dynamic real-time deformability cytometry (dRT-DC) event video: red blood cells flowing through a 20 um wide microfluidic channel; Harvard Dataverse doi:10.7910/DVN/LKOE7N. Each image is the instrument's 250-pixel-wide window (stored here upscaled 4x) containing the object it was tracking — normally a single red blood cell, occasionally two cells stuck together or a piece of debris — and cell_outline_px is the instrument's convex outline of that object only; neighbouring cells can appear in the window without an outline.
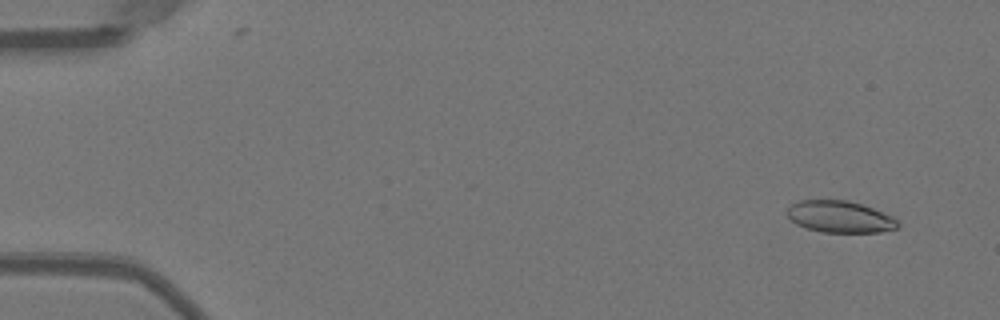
{"species": "Egyptian fruit bat (a non-hibernating species)", "species_latin": "Rousettus aegyptiacus", "temperature_condition": "warm", "stored_images_in_passage": 51, "camera_frame_rate_fps": 3000, "um_per_image_px": 0.085, "animal": {"sex": "female"}, "frame": {"image": 1, "passage_image": 3, "time_ms": 0.667, "image_size_px": [1000, 320], "cell_outline_px": [[900, 224], [896, 228], [880, 232], [824, 232], [808, 228], [796, 224], [788, 216], [788, 204], [796, 200], [848, 200], [872, 208], [892, 216]], "centroid_in_image_um": [71.36, 18.41], "position_along_channel_um": 13.6, "area_um2": 20.35}}
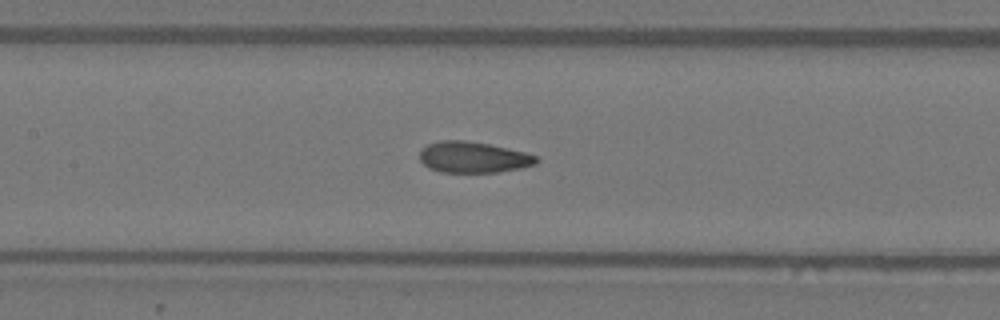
{"frame": {"image": 2, "passage_image": 24, "time_ms": 7.667, "image_size_px": [1000, 320], "cell_outline_px": [[540, 160], [536, 164], [520, 168], [496, 172], [440, 172], [428, 168], [420, 160], [420, 148], [428, 144], [440, 140], [464, 140], [488, 144], [524, 152], [536, 156]], "centroid_in_image_um": [40.19, 13.36], "position_along_channel_um": 167.2, "area_um2": 21.1}}
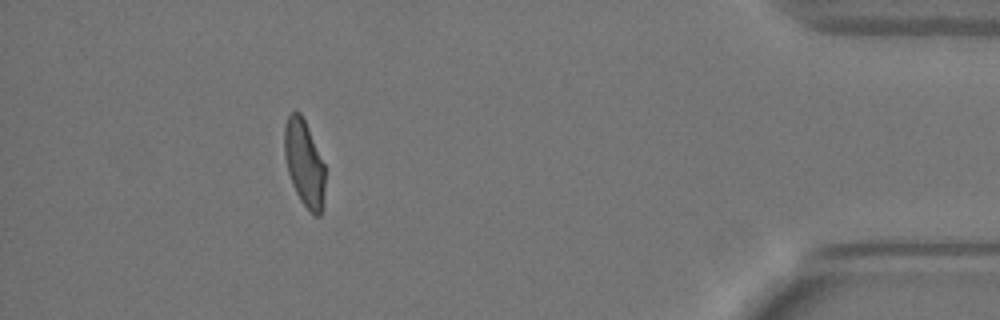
{"frame": {"image": 3, "passage_image": 46, "time_ms": 15.0, "image_size_px": [1000, 320], "cell_outline_px": [[324, 188], [320, 216], [312, 216], [308, 212], [300, 200], [292, 184], [288, 172], [284, 156], [284, 128], [288, 116], [292, 112], [300, 112], [308, 128], [324, 164]], "centroid_in_image_um": [25.84, 13.91], "position_along_channel_um": 409.4, "area_um2": 20.29}, "authors_computed_cell_mechanics": {"area_um2": 21.2704, "velocity_mm_per_s": 3.994, "shape_relaxation_time_tau1_ms": 6.678, "shape_relaxation_time_tau2_ms": 0.9615, "deformation_change_tau1": 0.2066, "deformation_change_tau2": 0.0596}}